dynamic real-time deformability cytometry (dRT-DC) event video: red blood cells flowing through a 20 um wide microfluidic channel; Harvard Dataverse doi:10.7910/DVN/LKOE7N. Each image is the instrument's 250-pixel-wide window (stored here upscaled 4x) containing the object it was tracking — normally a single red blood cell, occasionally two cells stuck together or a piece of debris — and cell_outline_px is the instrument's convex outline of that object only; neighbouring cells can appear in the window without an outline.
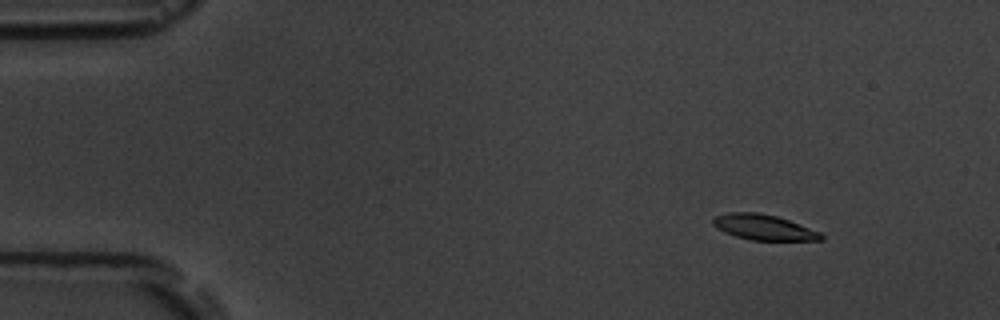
{"species": "common noctule bat (a hibernating species)", "species_latin": "Nyctalus noctula", "temperature_condition": "room temperature", "stored_images_in_passage": 5, "camera_frame_rate_fps": 3000, "um_per_image_px": 0.085, "animal": {"sex": "male", "body_mass_g": 19.5, "forearm_length_mm": 54.6}, "frame": {"image": 1, "passage_image": 2, "time_ms": 1.0, "image_size_px": [1000, 320], "cell_outline_px": [[824, 240], [752, 240], [736, 236], [724, 232], [716, 228], [712, 224], [712, 220], [716, 216], [728, 212], [756, 212], [776, 216], [788, 220], [820, 232], [824, 236]], "centroid_in_image_um": [64.89, 19.32], "position_along_channel_um": 20.1, "area_um2": 15.9}}
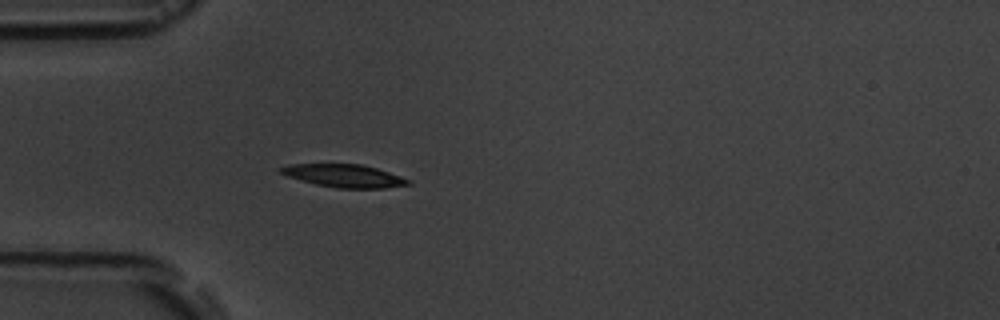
{"frame": {"image": 2, "passage_image": 5, "time_ms": 4.333, "image_size_px": [1000, 320], "cell_outline_px": [[412, 184], [384, 188], [336, 188], [316, 184], [300, 180], [288, 176], [280, 172], [280, 168], [288, 164], [360, 164], [376, 168], [412, 180]], "centroid_in_image_um": [29.28, 14.94], "position_along_channel_um": 55.7, "area_um2": 16.88}}